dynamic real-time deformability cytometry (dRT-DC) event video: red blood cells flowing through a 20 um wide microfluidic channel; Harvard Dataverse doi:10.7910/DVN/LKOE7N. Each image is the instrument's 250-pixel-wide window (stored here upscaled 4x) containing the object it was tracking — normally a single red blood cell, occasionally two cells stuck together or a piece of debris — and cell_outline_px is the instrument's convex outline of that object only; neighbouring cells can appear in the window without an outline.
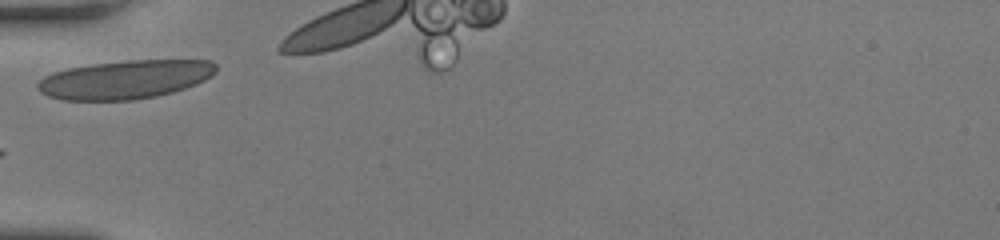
{"species": "human", "species_latin": "Homo sapiens", "temperature_condition": "room temperature", "stored_images_in_passage": 25, "camera_frame_rate_fps": 3000, "um_per_image_px": 0.085, "donor": {"sex": "female"}, "frame": {"image": 1, "passage_image": 1, "time_ms": 0.0, "image_size_px": [1000, 240], "cell_outline_px": [[216, 72], [212, 76], [196, 84], [172, 92], [156, 96], [136, 100], [60, 100], [48, 96], [40, 92], [36, 88], [36, 84], [44, 76], [52, 72], [68, 68], [92, 64], [128, 60], [208, 60], [216, 64]], "centroid_in_image_um": [10.61, 6.76], "position_along_channel_um": 74.4, "area_um2": 40.29}}